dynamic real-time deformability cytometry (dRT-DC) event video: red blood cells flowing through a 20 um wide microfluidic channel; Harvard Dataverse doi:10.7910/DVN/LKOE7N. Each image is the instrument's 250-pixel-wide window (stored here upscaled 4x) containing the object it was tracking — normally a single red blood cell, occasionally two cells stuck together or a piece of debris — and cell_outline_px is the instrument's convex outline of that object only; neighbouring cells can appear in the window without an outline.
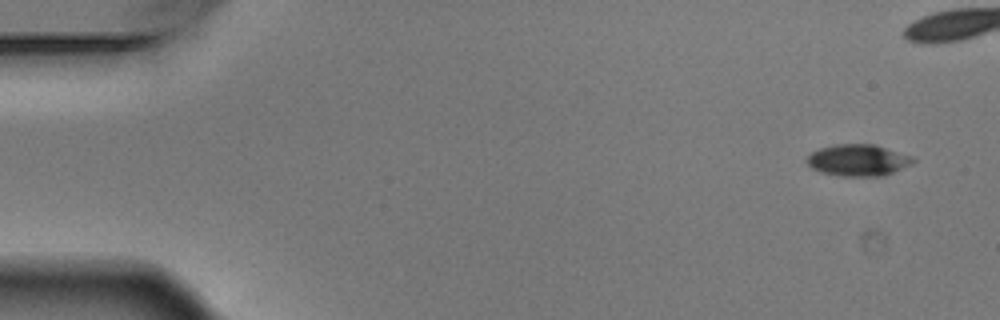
{"species": "Egyptian fruit bat (a non-hibernating species)", "species_latin": "Rousettus aegyptiacus", "temperature_condition": "warm", "stored_images_in_passage": 4, "camera_frame_rate_fps": 3000, "um_per_image_px": 0.085, "animal": {"sex": "male"}, "frame": {"image": 1, "passage_image": 1, "time_ms": 0.0, "image_size_px": [1000, 320], "cell_outline_px": [[916, 160], [912, 164], [884, 176], [840, 176], [824, 172], [812, 168], [808, 164], [808, 156], [812, 152], [820, 148], [836, 144], [876, 144], [912, 156]], "centroid_in_image_um": [72.98, 13.61], "position_along_channel_um": 12.0, "area_um2": 19.48}}
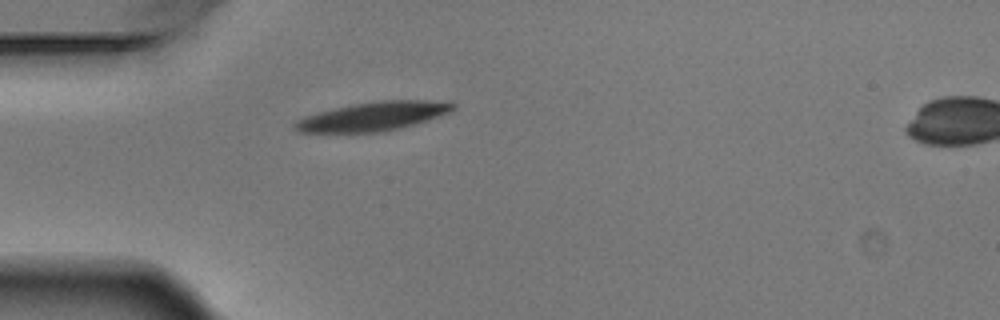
{"frame": {"image": 2, "passage_image": 4, "time_ms": 1.0, "image_size_px": [1000, 320], "cell_outline_px": [[456, 108], [448, 112], [428, 120], [400, 128], [384, 132], [296, 132], [292, 128], [292, 124], [296, 120], [304, 116], [352, 104], [380, 100], [452, 100], [456, 104]], "centroid_in_image_um": [31.75, 9.88], "position_along_channel_um": 53.3, "area_um2": 26.82}}